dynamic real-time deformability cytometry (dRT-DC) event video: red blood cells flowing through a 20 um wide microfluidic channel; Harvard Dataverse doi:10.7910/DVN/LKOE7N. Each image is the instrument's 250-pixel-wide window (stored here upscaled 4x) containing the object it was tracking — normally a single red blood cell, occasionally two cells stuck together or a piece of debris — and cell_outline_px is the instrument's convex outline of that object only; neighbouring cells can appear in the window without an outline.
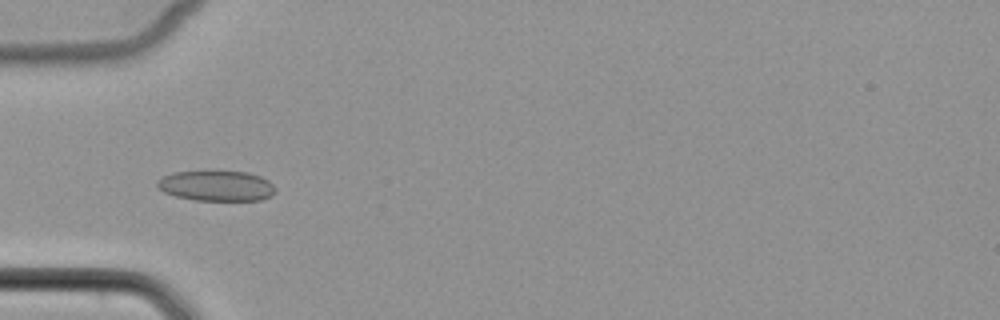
{"species": "common noctule bat (a hibernating species)", "species_latin": "Nyctalus noctula", "temperature_condition": "cold", "stored_images_in_passage": 53, "camera_frame_rate_fps": 3000, "um_per_image_px": 0.085, "animal": {"sex": "female", "body_mass_g": 22.7, "forearm_length_mm": 54.2}, "frame": {"image": 1, "passage_image": 18, "time_ms": 5.667, "image_size_px": [1000, 320], "cell_outline_px": [[276, 192], [272, 196], [260, 200], [196, 200], [176, 196], [164, 192], [156, 188], [156, 180], [172, 172], [248, 172], [260, 176], [268, 180], [276, 188]], "centroid_in_image_um": [18.4, 15.8], "position_along_channel_um": 66.6, "area_um2": 20.87}}
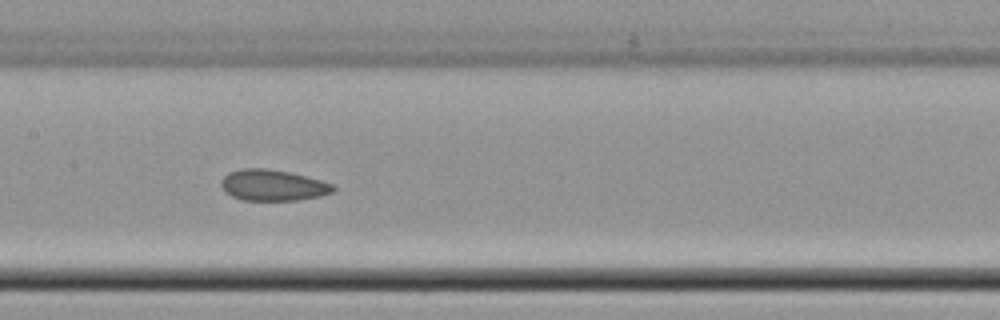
{"frame": {"image": 2, "passage_image": 27, "time_ms": 8.667, "image_size_px": [1000, 320], "cell_outline_px": [[336, 188], [332, 192], [320, 196], [296, 200], [244, 200], [232, 196], [220, 184], [220, 180], [228, 172], [240, 168], [264, 168], [288, 172], [320, 180], [332, 184]], "centroid_in_image_um": [23.17, 15.74], "position_along_channel_um": 184.2, "area_um2": 20.06}}
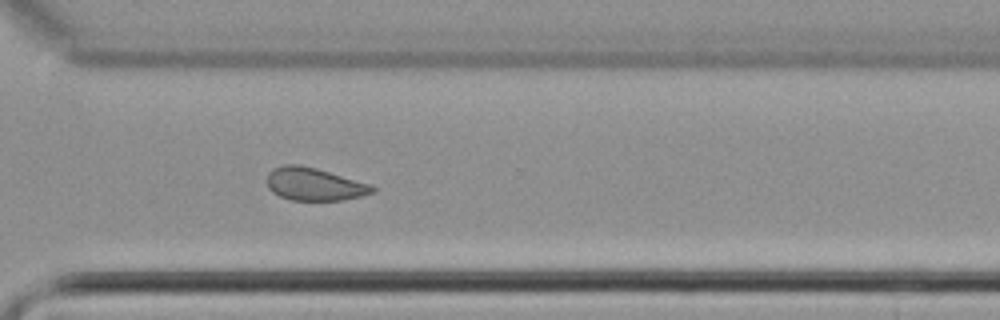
{"frame": {"image": 3, "passage_image": 39, "time_ms": 12.667, "image_size_px": [1000, 320], "cell_outline_px": [[376, 192], [344, 200], [292, 200], [280, 196], [272, 192], [268, 188], [268, 172], [272, 168], [284, 164], [300, 164], [316, 168], [372, 184], [376, 188]], "centroid_in_image_um": [26.73, 15.64], "position_along_channel_um": 343.9, "area_um2": 20.29}}